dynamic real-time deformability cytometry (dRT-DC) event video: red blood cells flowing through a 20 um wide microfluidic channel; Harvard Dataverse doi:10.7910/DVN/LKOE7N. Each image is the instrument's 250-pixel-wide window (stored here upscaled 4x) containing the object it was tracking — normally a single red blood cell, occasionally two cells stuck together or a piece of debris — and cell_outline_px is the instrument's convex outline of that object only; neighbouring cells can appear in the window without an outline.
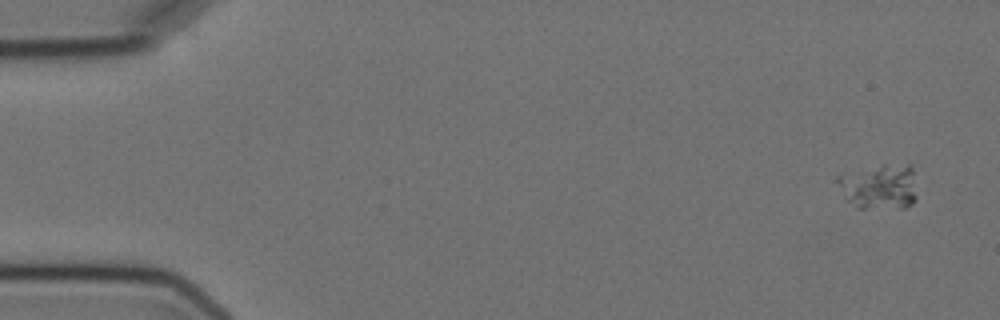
{"species": "Egyptian fruit bat (a non-hibernating species)", "species_latin": "Rousettus aegyptiacus", "temperature_condition": "cold", "stored_images_in_passage": 4, "camera_frame_rate_fps": 3000, "um_per_image_px": 0.085, "animal": {"sex": "female"}, "frame": {"image": 1, "passage_image": 1, "time_ms": 0.0, "image_size_px": [1000, 320], "cell_outline_px": [[916, 200], [912, 204], [904, 208], [856, 208], [844, 196], [836, 180], [836, 176], [884, 164], [908, 164], [912, 168], [916, 196]], "centroid_in_image_um": [74.76, 15.88], "position_along_channel_um": 10.2, "area_um2": 20.81}}
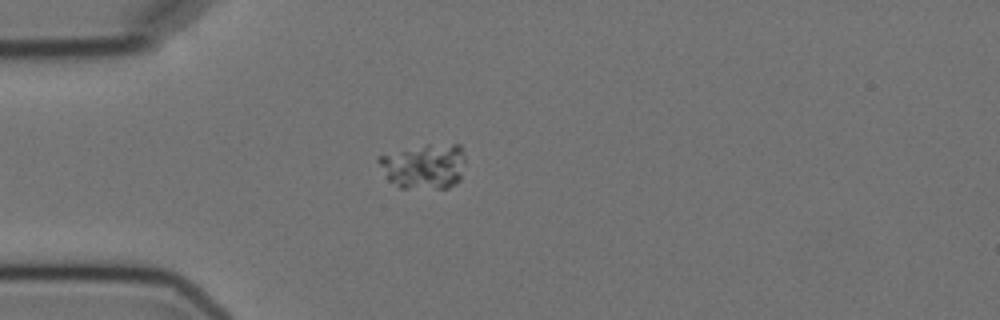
{"frame": {"image": 2, "passage_image": 4, "time_ms": 4.333, "image_size_px": [1000, 320], "cell_outline_px": [[464, 164], [460, 180], [456, 184], [448, 188], [400, 188], [388, 180], [376, 160], [380, 156], [428, 144], [460, 144], [464, 156]], "centroid_in_image_um": [36.08, 14.14], "position_along_channel_um": 48.9, "area_um2": 22.66}}